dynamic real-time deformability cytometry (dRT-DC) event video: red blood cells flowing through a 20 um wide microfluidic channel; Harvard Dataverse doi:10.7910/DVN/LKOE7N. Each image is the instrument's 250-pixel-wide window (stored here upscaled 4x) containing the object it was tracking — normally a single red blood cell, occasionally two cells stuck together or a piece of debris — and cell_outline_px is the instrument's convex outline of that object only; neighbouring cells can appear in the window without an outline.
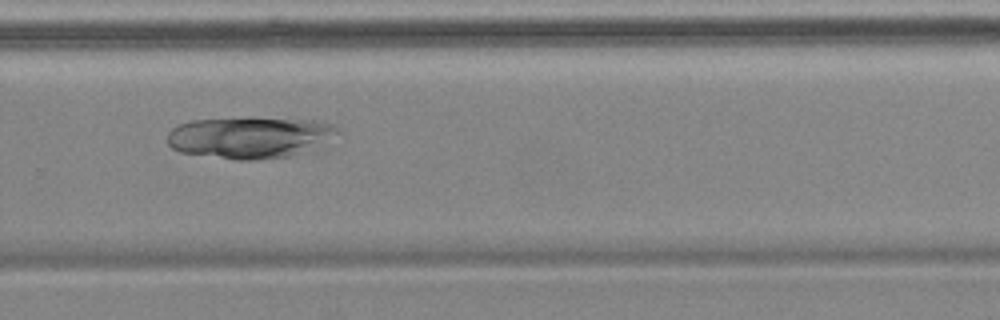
{"species": "common noctule bat (a hibernating species)", "species_latin": "Nyctalus noctula", "temperature_condition": "cold", "stored_images_in_passage": 9, "camera_frame_rate_fps": 3000, "um_per_image_px": 0.085, "animal": {"sex": "female", "body_mass_g": 18.4}, "frame": {"image": 1, "passage_image": 8, "time_ms": 9.667, "image_size_px": [1000, 320], "cell_outline_px": [[344, 132], [288, 156], [256, 160], [236, 160], [180, 152], [172, 148], [168, 144], [168, 132], [172, 128], [180, 124], [192, 120], [316, 120], [332, 124], [340, 128]], "centroid_in_image_um": [21.17, 11.71], "position_along_channel_um": 308.6, "area_um2": 39.65}}